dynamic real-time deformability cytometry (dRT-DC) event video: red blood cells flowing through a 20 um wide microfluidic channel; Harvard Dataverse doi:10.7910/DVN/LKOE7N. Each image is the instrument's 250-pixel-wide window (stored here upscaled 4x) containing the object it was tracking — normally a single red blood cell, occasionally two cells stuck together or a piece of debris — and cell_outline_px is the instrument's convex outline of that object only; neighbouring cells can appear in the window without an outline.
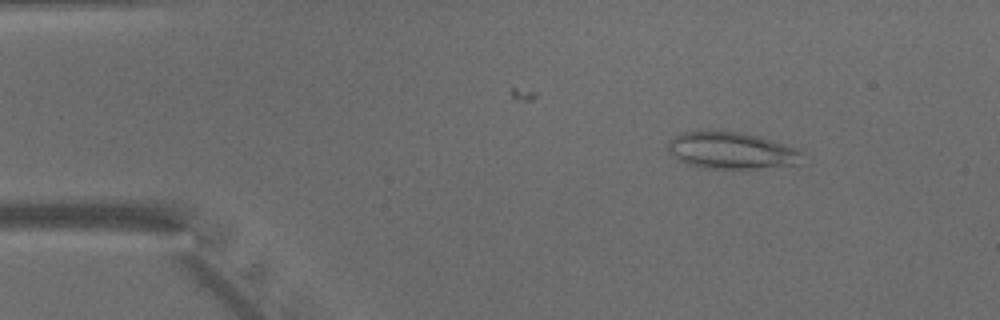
{"species": "common noctule bat (a hibernating species)", "species_latin": "Nyctalus noctula", "temperature_condition": "warm", "stored_images_in_passage": 38, "camera_frame_rate_fps": 3000, "um_per_image_px": 0.085, "animal": {"sex": "male", "body_mass_g": 15.6}, "frame": {"image": 1, "passage_image": 5, "time_ms": 1.333, "image_size_px": [1000, 320], "cell_outline_px": [[800, 164], [748, 168], [700, 168], [676, 160], [668, 152], [668, 140], [684, 132], [716, 128], [740, 132], [760, 136], [796, 148], [800, 152]], "centroid_in_image_um": [62.07, 12.76], "position_along_channel_um": 22.9, "area_um2": 29.13}}
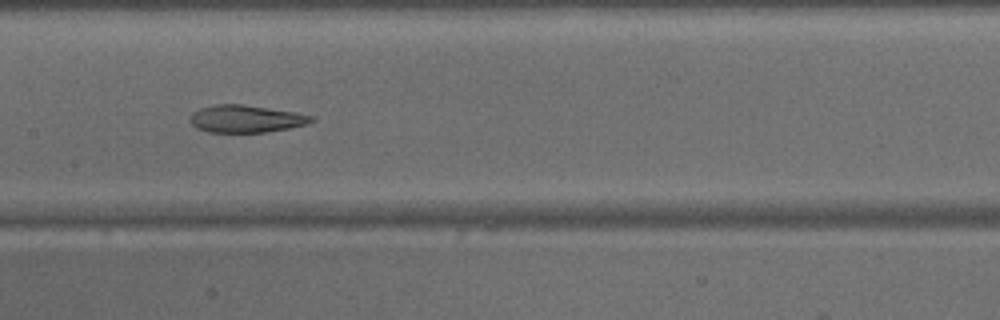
{"frame": {"image": 2, "passage_image": 22, "time_ms": 7.0, "image_size_px": [1000, 320], "cell_outline_px": [[316, 120], [308, 124], [288, 128], [264, 132], [208, 132], [196, 128], [188, 120], [188, 116], [192, 112], [200, 108], [216, 104], [244, 104], [296, 112], [316, 116]], "centroid_in_image_um": [20.91, 10.09], "position_along_channel_um": 186.5, "area_um2": 19.65}}
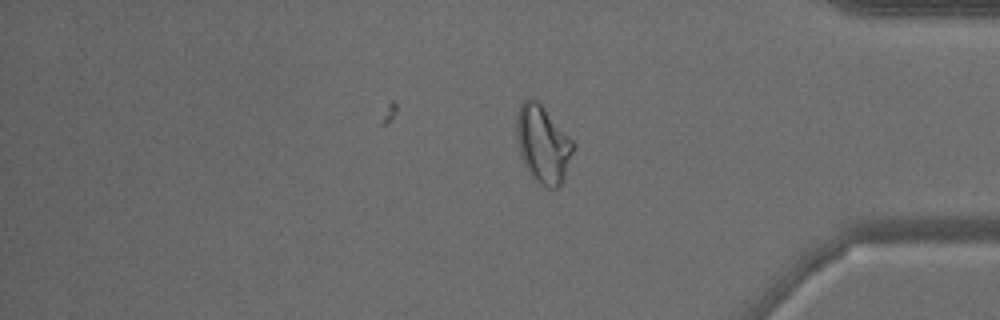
{"frame": {"image": 3, "passage_image": 38, "time_ms": 12.333, "image_size_px": [1000, 320], "cell_outline_px": [[576, 144], [564, 180], [556, 188], [544, 188], [532, 176], [520, 152], [516, 132], [516, 116], [520, 104], [524, 100], [536, 100], [540, 104]], "centroid_in_image_um": [46.17, 12.28], "position_along_channel_um": 389.0, "area_um2": 25.09}}